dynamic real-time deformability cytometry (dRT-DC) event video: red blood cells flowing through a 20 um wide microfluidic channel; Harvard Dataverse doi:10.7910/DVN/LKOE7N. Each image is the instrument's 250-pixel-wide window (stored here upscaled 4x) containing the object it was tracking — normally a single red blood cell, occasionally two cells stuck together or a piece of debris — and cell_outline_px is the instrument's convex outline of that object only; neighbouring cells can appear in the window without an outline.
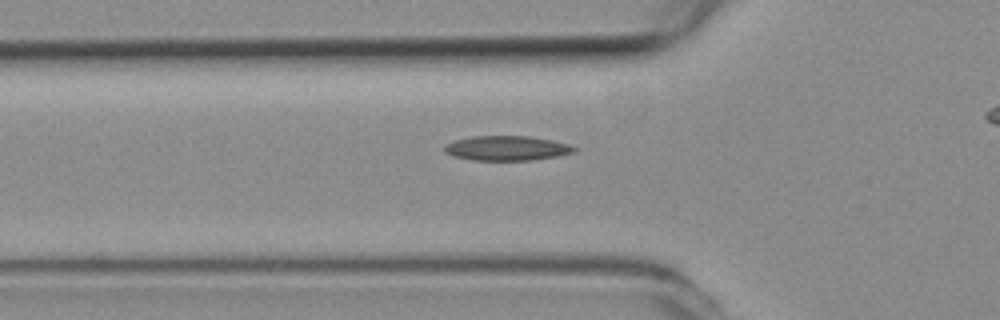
{"species": "common noctule bat (a hibernating species)", "species_latin": "Nyctalus noctula", "temperature_condition": "room temperature", "stored_images_in_passage": 22, "camera_frame_rate_fps": 3000, "um_per_image_px": 0.085, "animal": {"sex": "female", "body_mass_g": 19.3, "forearm_length_mm": 54.1}, "frame": {"image": 1, "passage_image": 8, "time_ms": 2.333, "image_size_px": [1000, 320], "cell_outline_px": [[576, 152], [556, 156], [532, 160], [472, 160], [452, 156], [444, 152], [444, 148], [448, 144], [456, 140], [472, 136], [528, 136], [552, 140], [568, 144], [576, 148]], "centroid_in_image_um": [43.08, 12.6], "position_along_channel_um": 82.7, "area_um2": 18.55}}
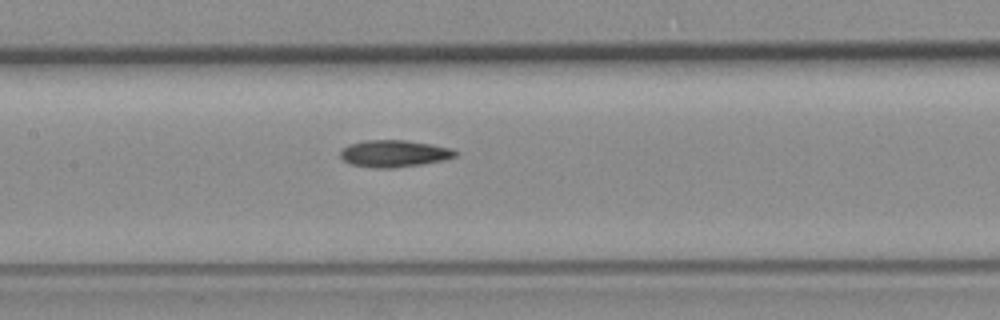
{"frame": {"image": 2, "passage_image": 15, "time_ms": 4.667, "image_size_px": [1000, 320], "cell_outline_px": [[460, 152], [456, 156], [444, 160], [420, 164], [392, 168], [372, 168], [352, 164], [344, 160], [340, 156], [340, 148], [348, 144], [364, 140], [404, 140], [432, 144], [452, 148]], "centroid_in_image_um": [33.5, 13.04], "position_along_channel_um": 173.9, "area_um2": 18.21}}
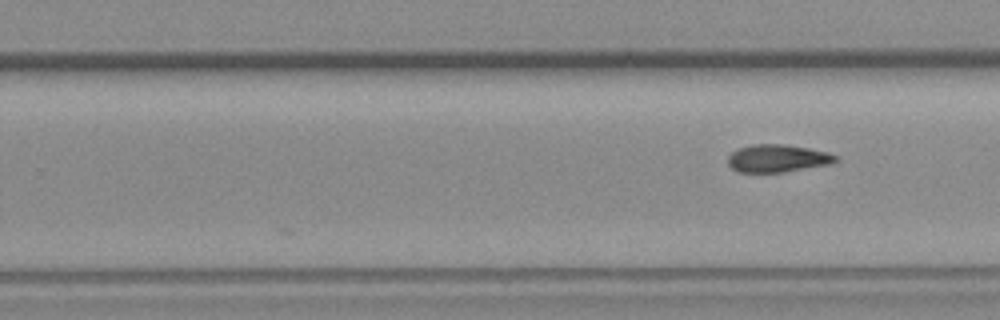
{"frame": {"image": 3, "passage_image": 22, "time_ms": 7.0, "image_size_px": [1000, 320], "cell_outline_px": [[840, 160], [832, 164], [784, 172], [740, 172], [732, 168], [728, 164], [728, 156], [736, 148], [752, 144], [784, 144], [808, 148], [828, 152], [836, 156]], "centroid_in_image_um": [66.1, 13.45], "position_along_channel_um": 263.7, "area_um2": 17.51}}